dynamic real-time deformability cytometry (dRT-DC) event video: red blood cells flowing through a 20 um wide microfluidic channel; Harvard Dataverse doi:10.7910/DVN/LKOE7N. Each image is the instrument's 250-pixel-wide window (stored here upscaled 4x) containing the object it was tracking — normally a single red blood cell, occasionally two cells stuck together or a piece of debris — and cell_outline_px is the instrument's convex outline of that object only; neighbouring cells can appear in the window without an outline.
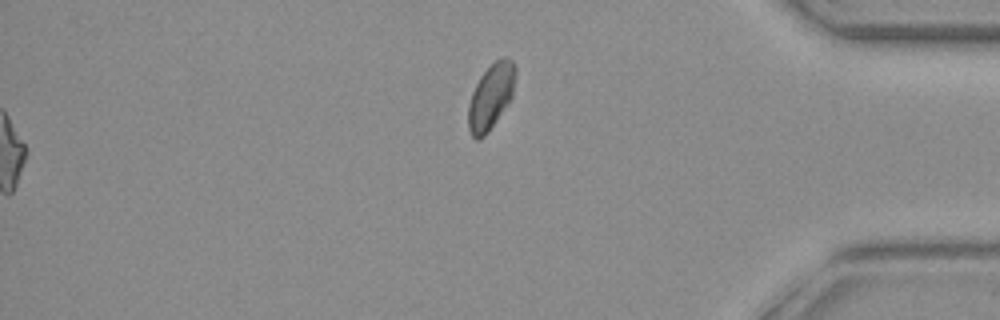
{"species": "common noctule bat (a hibernating species)", "species_latin": "Nyctalus noctula", "temperature_condition": "warm", "stored_images_in_passage": 37, "segment_of_instrument_passage": [2, 2], "camera_frame_rate_fps": 3000, "um_per_image_px": 0.085, "animal": {"sex": "female", "body_mass_g": 19.3, "forearm_length_mm": 54.1}, "frame": {"image": 1, "passage_image": 37, "time_ms": 12.0, "image_size_px": [1000, 320], "cell_outline_px": [[516, 76], [512, 96], [508, 104], [488, 132], [480, 140], [476, 140], [472, 136], [468, 128], [468, 104], [472, 92], [480, 76], [496, 60], [504, 56], [508, 56], [516, 64]], "centroid_in_image_um": [41.74, 8.19], "position_along_channel_um": 393.5, "area_um2": 18.15}}